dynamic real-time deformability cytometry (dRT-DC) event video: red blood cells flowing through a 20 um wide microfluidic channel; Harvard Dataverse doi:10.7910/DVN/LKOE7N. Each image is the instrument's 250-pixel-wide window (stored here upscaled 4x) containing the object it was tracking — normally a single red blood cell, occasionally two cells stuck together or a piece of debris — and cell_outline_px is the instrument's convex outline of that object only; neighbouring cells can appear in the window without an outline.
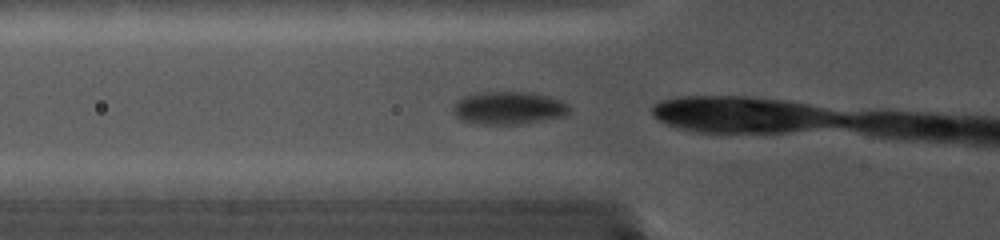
{"species": "common noctule bat (a hibernating species)", "species_latin": "Nyctalus noctula", "temperature_condition": "cold", "stored_images_in_passage": 10, "camera_frame_rate_fps": 5000, "um_per_image_px": 0.085, "animal": {"sex": "female", "body_mass_g": 19.0, "forearm_length_mm": 56.7}, "frame": {"image": 1, "passage_image": 2, "time_ms": 0.2, "image_size_px": [1000, 240], "cell_outline_px": [[572, 108], [564, 116], [516, 124], [480, 124], [460, 120], [452, 112], [452, 108], [456, 100], [464, 96], [476, 92], [524, 92], [548, 96], [560, 100], [568, 104]], "centroid_in_image_um": [43.18, 9.17], "position_along_channel_um": 82.6, "area_um2": 22.2}}